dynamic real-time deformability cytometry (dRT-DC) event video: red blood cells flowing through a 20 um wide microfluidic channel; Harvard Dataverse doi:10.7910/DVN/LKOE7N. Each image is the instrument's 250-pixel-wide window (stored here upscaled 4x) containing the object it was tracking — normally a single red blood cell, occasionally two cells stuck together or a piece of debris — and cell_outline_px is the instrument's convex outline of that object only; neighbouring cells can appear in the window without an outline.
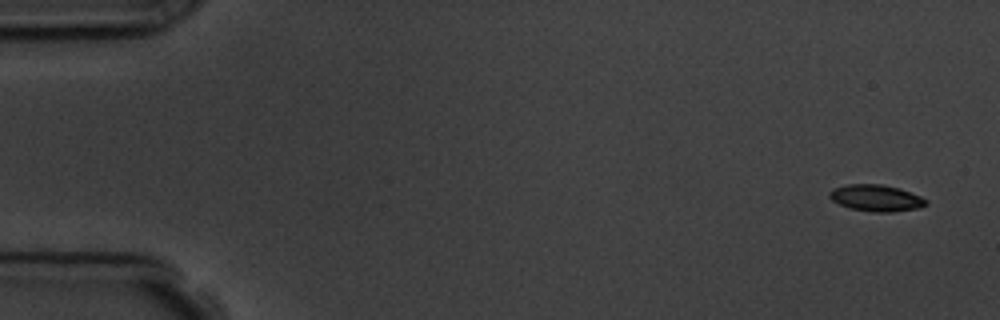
{"species": "common noctule bat (a hibernating species)", "species_latin": "Nyctalus noctula", "temperature_condition": "room temperature", "stored_images_in_passage": 4, "camera_frame_rate_fps": 3000, "um_per_image_px": 0.085, "animal": {"sex": "male", "body_mass_g": 19.5, "forearm_length_mm": 54.6}, "frame": {"image": 1, "passage_image": 1, "time_ms": 0.0, "image_size_px": [1000, 320], "cell_outline_px": [[928, 204], [920, 208], [892, 212], [872, 212], [848, 208], [832, 200], [828, 196], [828, 192], [832, 188], [848, 184], [880, 184], [900, 188], [920, 196], [928, 200]], "centroid_in_image_um": [74.47, 16.83], "position_along_channel_um": 10.5, "area_um2": 15.14}}
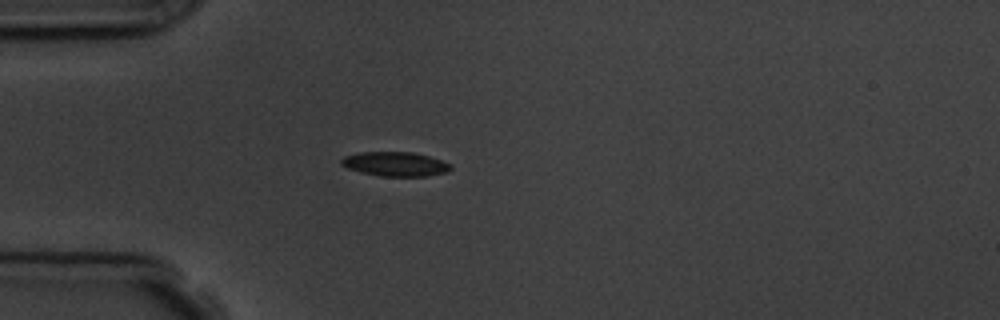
{"frame": {"image": 2, "passage_image": 4, "time_ms": 4.333, "image_size_px": [1000, 320], "cell_outline_px": [[452, 168], [448, 172], [428, 176], [380, 176], [360, 172], [348, 168], [340, 164], [340, 160], [344, 156], [360, 152], [412, 152], [428, 156], [452, 164]], "centroid_in_image_um": [33.6, 13.94], "position_along_channel_um": 51.4, "area_um2": 15.55}}